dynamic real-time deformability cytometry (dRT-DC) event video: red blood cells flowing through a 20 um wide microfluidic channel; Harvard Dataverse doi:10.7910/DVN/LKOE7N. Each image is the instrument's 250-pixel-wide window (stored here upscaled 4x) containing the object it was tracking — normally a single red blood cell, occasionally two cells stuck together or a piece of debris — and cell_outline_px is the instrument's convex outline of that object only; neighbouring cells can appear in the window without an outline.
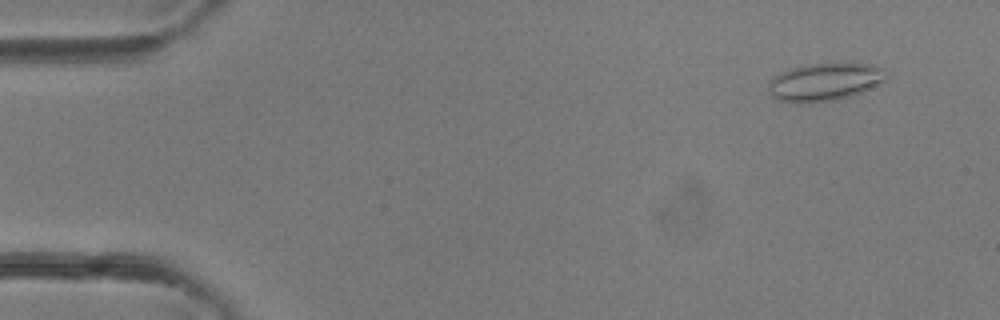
{"species": "common noctule bat (a hibernating species)", "species_latin": "Nyctalus noctula", "temperature_condition": "room temperature", "stored_images_in_passage": 3, "camera_frame_rate_fps": 3000, "um_per_image_px": 0.085, "animal": {"sex": "female"}, "frame": {"image": 1, "passage_image": 1, "time_ms": 0.0, "image_size_px": [1000, 320], "cell_outline_px": [[888, 76], [884, 80], [852, 96], [832, 100], [796, 104], [776, 100], [768, 92], [768, 84], [772, 76], [780, 72], [792, 68], [808, 64], [872, 64], [884, 68]], "centroid_in_image_um": [70.03, 6.98], "position_along_channel_um": 15.0, "area_um2": 25.89}}